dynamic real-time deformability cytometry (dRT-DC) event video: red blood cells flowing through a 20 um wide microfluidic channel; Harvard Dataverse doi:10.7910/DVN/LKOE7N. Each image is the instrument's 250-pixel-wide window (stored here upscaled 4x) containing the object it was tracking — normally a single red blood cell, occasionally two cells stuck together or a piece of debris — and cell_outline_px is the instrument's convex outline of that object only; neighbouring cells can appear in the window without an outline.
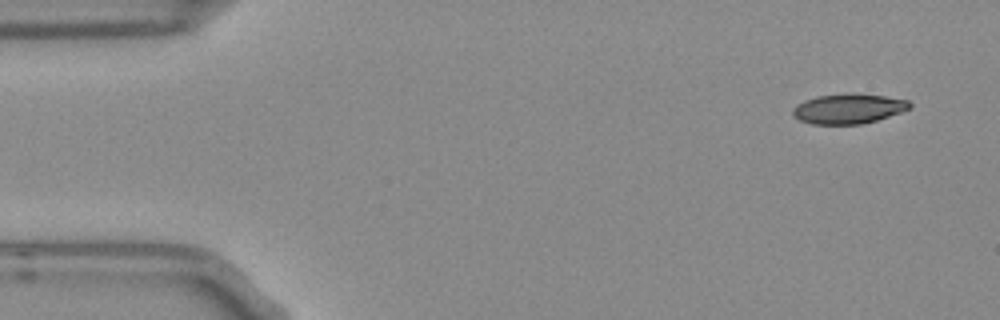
{"species": "Egyptian fruit bat (a non-hibernating species)", "species_latin": "Rousettus aegyptiacus", "temperature_condition": "room temperature", "stored_images_in_passage": 4, "camera_frame_rate_fps": 3000, "um_per_image_px": 0.085, "frame": {"image": 1, "passage_image": 1, "time_ms": 0.0, "image_size_px": [1000, 320], "cell_outline_px": [[912, 108], [864, 124], [812, 124], [800, 120], [792, 116], [792, 108], [796, 104], [804, 100], [816, 96], [884, 96], [908, 100], [912, 104]], "centroid_in_image_um": [72.08, 9.28], "position_along_channel_um": 12.9, "area_um2": 19.65}}
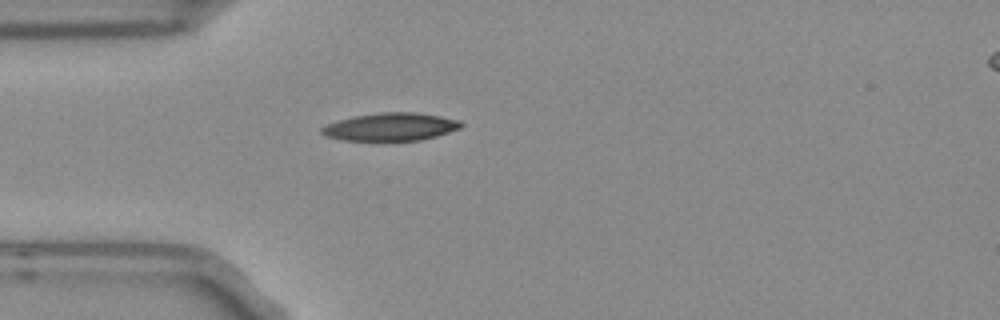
{"frame": {"image": 2, "passage_image": 4, "time_ms": 1.0, "image_size_px": [1000, 320], "cell_outline_px": [[464, 124], [460, 128], [436, 136], [420, 140], [344, 140], [328, 136], [320, 132], [320, 128], [328, 124], [352, 116], [380, 112], [416, 112], [440, 116], [460, 120]], "centroid_in_image_um": [33.23, 10.77], "position_along_channel_um": 51.8, "area_um2": 22.43}}